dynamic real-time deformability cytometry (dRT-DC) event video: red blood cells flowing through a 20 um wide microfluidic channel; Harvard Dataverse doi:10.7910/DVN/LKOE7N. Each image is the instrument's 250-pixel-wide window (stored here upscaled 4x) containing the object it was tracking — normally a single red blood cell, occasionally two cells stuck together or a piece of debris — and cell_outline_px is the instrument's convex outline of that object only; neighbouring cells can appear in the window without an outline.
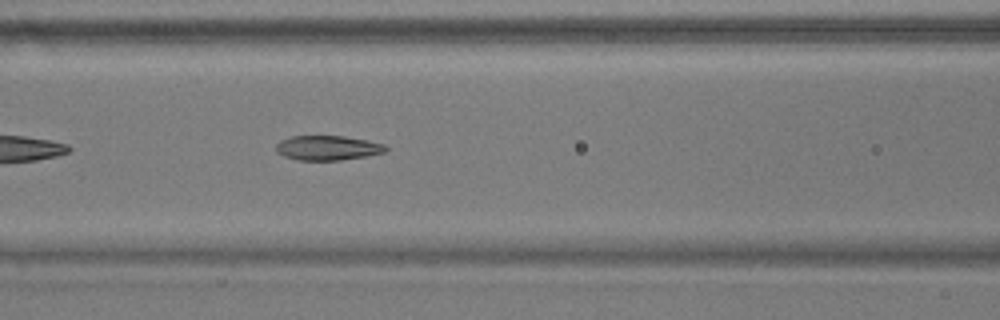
{"species": "common noctule bat (a hibernating species)", "species_latin": "Nyctalus noctula", "temperature_condition": "warm", "stored_images_in_passage": 23, "camera_frame_rate_fps": 3000, "um_per_image_px": 0.085, "animal": {"sex": "male", "body_mass_g": 17.9}, "frame": {"image": 1, "passage_image": 7, "time_ms": 2.0, "image_size_px": [1000, 320], "cell_outline_px": [[388, 148], [384, 152], [364, 156], [340, 160], [296, 160], [284, 156], [276, 152], [276, 144], [280, 140], [292, 136], [344, 136], [368, 140], [384, 144]], "centroid_in_image_um": [27.82, 12.56], "position_along_channel_um": 138.8, "area_um2": 15.72}}